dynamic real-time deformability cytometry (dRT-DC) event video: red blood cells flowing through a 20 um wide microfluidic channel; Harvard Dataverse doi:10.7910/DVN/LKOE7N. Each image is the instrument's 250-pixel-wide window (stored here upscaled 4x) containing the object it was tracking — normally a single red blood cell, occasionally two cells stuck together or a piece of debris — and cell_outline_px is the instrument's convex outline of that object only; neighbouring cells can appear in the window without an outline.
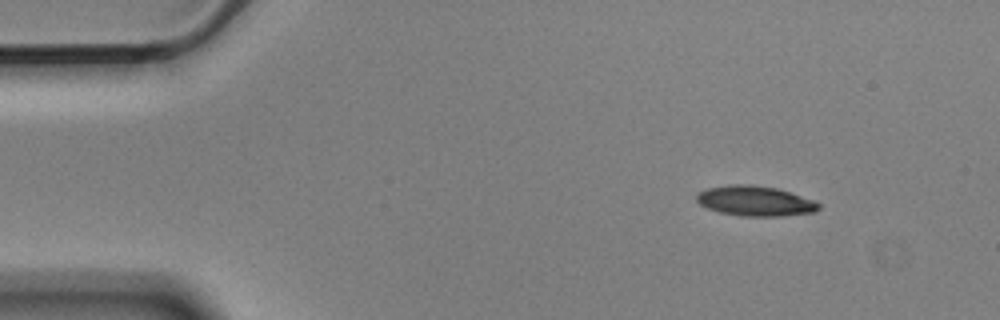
{"species": "Egyptian fruit bat (a non-hibernating species)", "species_latin": "Rousettus aegyptiacus", "temperature_condition": "cold", "stored_images_in_passage": 2, "camera_frame_rate_fps": 3000, "um_per_image_px": 0.085, "animal": {"sex": "male"}, "frame": {"image": 1, "passage_image": 1, "time_ms": 0.0, "image_size_px": [1000, 320], "cell_outline_px": [[820, 208], [816, 212], [784, 216], [740, 216], [720, 212], [708, 208], [700, 204], [696, 200], [696, 196], [700, 192], [708, 188], [728, 184], [752, 184], [776, 188], [816, 200], [820, 204]], "centroid_in_image_um": [64.23, 17.08], "position_along_channel_um": 20.8, "area_um2": 21.56}}